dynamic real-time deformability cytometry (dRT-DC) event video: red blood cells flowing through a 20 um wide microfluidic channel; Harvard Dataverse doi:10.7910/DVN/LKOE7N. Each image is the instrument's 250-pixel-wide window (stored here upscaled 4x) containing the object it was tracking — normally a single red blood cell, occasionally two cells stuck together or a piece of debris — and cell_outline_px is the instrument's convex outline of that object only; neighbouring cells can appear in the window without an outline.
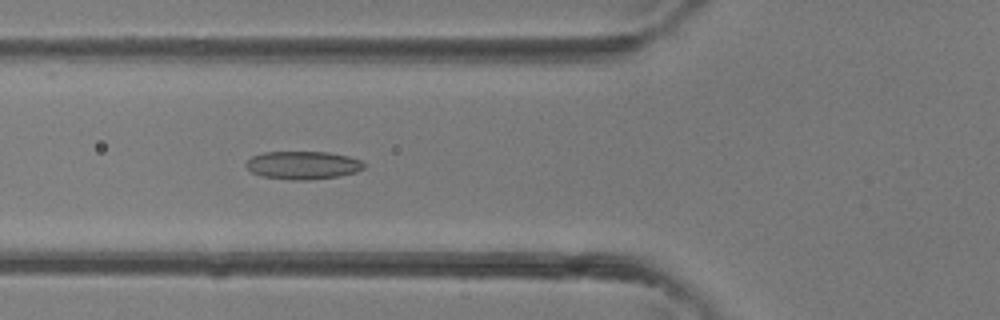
{"species": "common noctule bat (a hibernating species)", "species_latin": "Nyctalus noctula", "temperature_condition": "room temperature", "stored_images_in_passage": 27, "camera_frame_rate_fps": 3000, "um_per_image_px": 0.085, "animal": {"sex": "female"}, "frame": {"image": 1, "passage_image": 5, "time_ms": 1.333, "image_size_px": [1000, 320], "cell_outline_px": [[364, 168], [356, 172], [336, 176], [308, 180], [292, 180], [260, 176], [252, 172], [244, 164], [252, 156], [264, 152], [328, 152], [348, 156], [360, 160], [364, 164]], "centroid_in_image_um": [25.72, 14.04], "position_along_channel_um": 100.1, "area_um2": 19.19}}
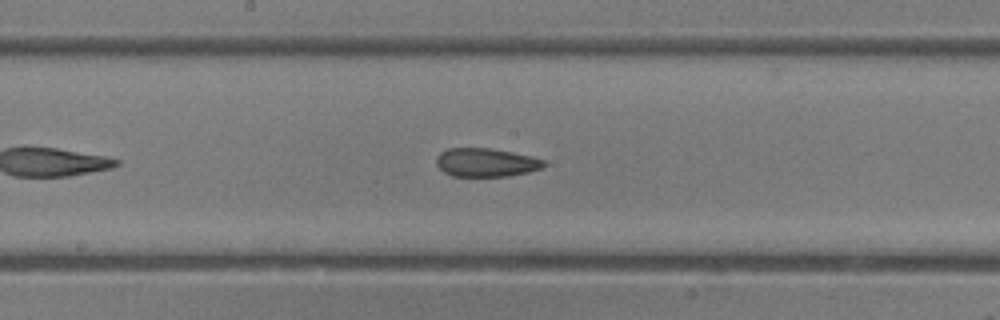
{"frame": {"image": 2, "passage_image": 11, "time_ms": 3.333, "image_size_px": [1000, 320], "cell_outline_px": [[548, 164], [544, 168], [528, 172], [508, 176], [452, 176], [444, 172], [436, 164], [436, 156], [440, 152], [448, 148], [488, 148], [512, 152], [532, 156], [544, 160]], "centroid_in_image_um": [41.33, 13.81], "position_along_channel_um": 206.9, "area_um2": 18.03}}
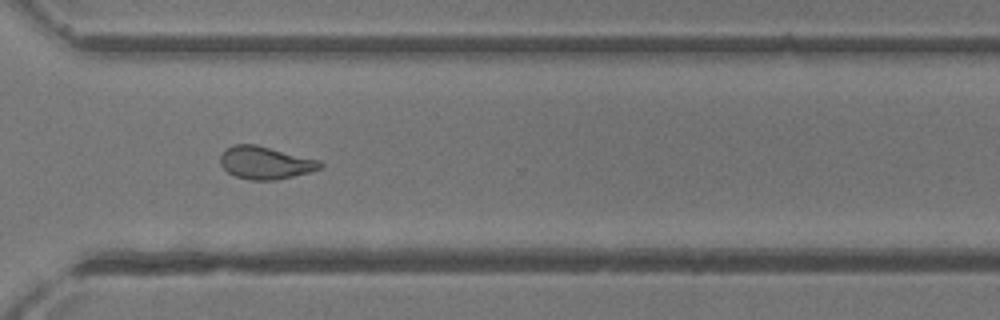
{"frame": {"image": 3, "passage_image": 19, "time_ms": 6.0, "image_size_px": [1000, 320], "cell_outline_px": [[324, 164], [320, 168], [308, 172], [276, 180], [252, 180], [236, 176], [228, 172], [220, 164], [220, 156], [232, 144], [256, 144], [320, 160]], "centroid_in_image_um": [22.55, 13.82], "position_along_channel_um": 348.0, "area_um2": 18.84}}